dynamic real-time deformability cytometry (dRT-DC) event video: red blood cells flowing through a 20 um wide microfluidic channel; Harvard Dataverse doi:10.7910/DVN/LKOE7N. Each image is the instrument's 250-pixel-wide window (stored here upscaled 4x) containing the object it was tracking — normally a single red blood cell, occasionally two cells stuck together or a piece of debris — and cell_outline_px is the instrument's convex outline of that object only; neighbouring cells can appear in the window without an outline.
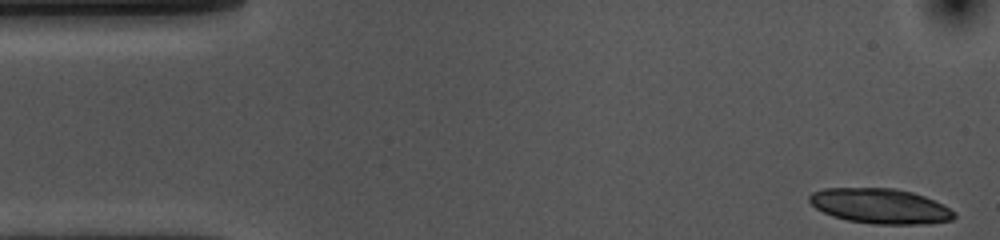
{"species": "common noctule bat (a hibernating species)", "species_latin": "Nyctalus noctula", "temperature_condition": "cold", "stored_images_in_passage": 8, "camera_frame_rate_fps": 3000, "um_per_image_px": 0.085, "animal": {"sex": "female", "body_mass_g": 10.0, "forearm_length_mm": 53.1}, "frame": {"image": 1, "passage_image": 1, "time_ms": 0.0, "image_size_px": [1000, 240], "cell_outline_px": [[956, 216], [952, 220], [928, 224], [876, 224], [848, 220], [832, 216], [816, 208], [808, 200], [808, 196], [812, 192], [824, 188], [896, 188], [912, 192], [924, 196], [944, 204], [956, 212]], "centroid_in_image_um": [74.85, 17.51], "position_along_channel_um": 10.2, "area_um2": 29.77}}